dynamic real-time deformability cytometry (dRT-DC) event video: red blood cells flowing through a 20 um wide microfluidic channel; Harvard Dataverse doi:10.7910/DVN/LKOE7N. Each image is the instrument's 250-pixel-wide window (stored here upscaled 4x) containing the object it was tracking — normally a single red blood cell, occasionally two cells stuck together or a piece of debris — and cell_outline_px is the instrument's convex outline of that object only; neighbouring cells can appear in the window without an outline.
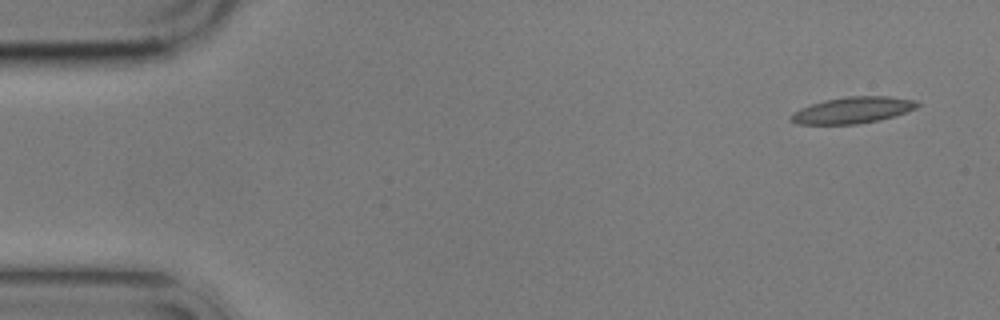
{"species": "common noctule bat (a hibernating species)", "species_latin": "Nyctalus noctula", "temperature_condition": "cold", "stored_images_in_passage": 7, "camera_frame_rate_fps": 3000, "um_per_image_px": 0.085, "animal": {"sex": "male", "body_mass_g": 17.9}, "frame": {"image": 1, "passage_image": 1, "time_ms": 0.0, "image_size_px": [1000, 320], "cell_outline_px": [[920, 104], [916, 108], [880, 120], [856, 124], [796, 124], [788, 120], [788, 116], [792, 112], [800, 108], [824, 100], [848, 96], [888, 96], [916, 100]], "centroid_in_image_um": [72.42, 9.36], "position_along_channel_um": 12.6, "area_um2": 19.48}}
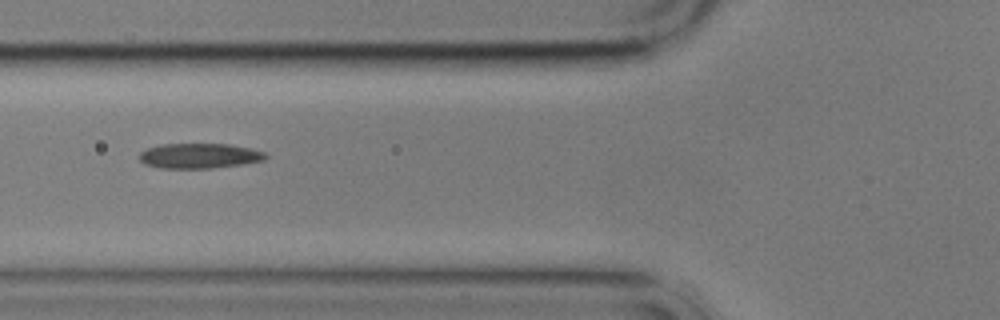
{"frame": {"image": 2, "passage_image": 6, "time_ms": 6.0, "image_size_px": [1000, 320], "cell_outline_px": [[268, 156], [264, 160], [240, 164], [212, 168], [160, 168], [144, 164], [140, 160], [140, 152], [148, 148], [160, 144], [228, 144], [248, 148], [264, 152]], "centroid_in_image_um": [16.91, 13.24], "position_along_channel_um": 108.9, "area_um2": 18.26}}
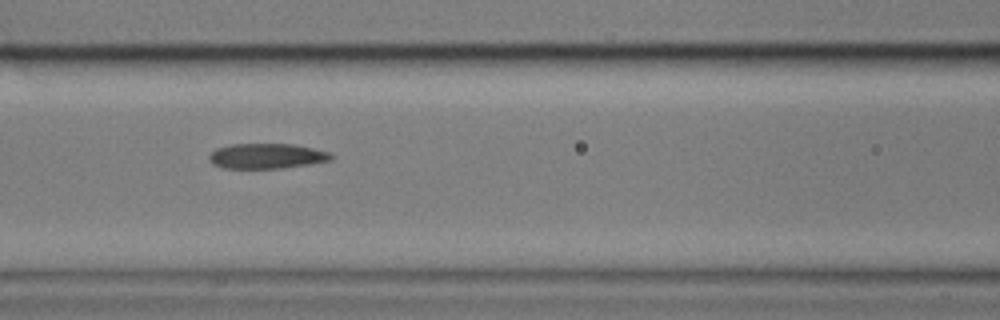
{"frame": {"image": 3, "passage_image": 7, "time_ms": 7.0, "image_size_px": [1000, 320], "cell_outline_px": [[332, 160], [308, 164], [280, 168], [224, 168], [212, 164], [208, 160], [208, 156], [216, 148], [232, 144], [292, 144], [332, 152]], "centroid_in_image_um": [22.65, 13.26], "position_along_channel_um": 144.0, "area_um2": 17.86}}